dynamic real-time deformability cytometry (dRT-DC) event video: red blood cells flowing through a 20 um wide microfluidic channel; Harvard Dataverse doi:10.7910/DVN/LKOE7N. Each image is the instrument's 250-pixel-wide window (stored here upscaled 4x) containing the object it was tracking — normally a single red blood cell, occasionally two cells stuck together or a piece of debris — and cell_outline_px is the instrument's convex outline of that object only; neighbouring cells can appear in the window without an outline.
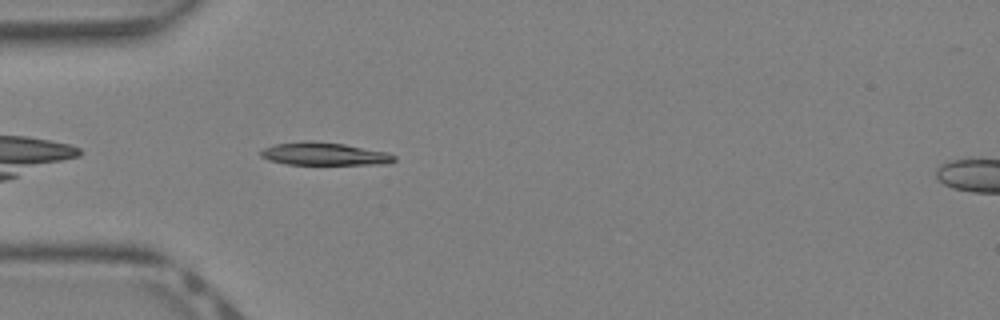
{"species": "Egyptian fruit bat (a non-hibernating species)", "species_latin": "Rousettus aegyptiacus", "temperature_condition": "warm", "stored_images_in_passage": 30, "camera_frame_rate_fps": 3000, "um_per_image_px": 0.085, "animal": {"sex": "female"}, "frame": {"image": 1, "passage_image": 2, "time_ms": 0.333, "image_size_px": [1000, 320], "cell_outline_px": [[396, 160], [384, 164], [288, 164], [268, 160], [260, 156], [260, 152], [264, 148], [276, 144], [304, 140], [312, 140], [344, 144], [388, 152], [396, 156]], "centroid_in_image_um": [27.56, 13.07], "position_along_channel_um": 57.4, "area_um2": 17.74}}
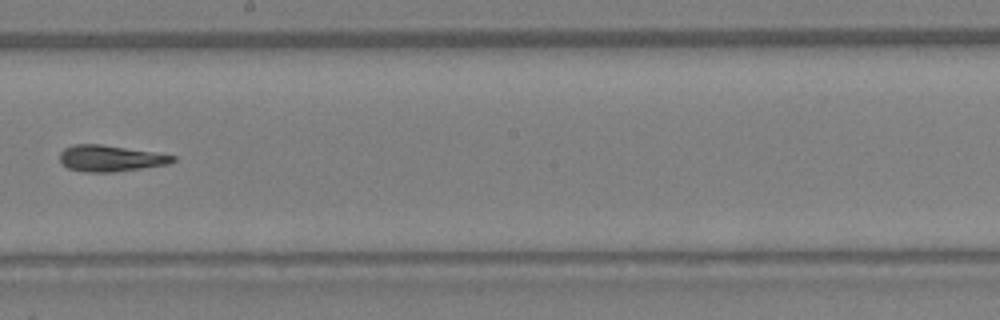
{"frame": {"image": 2, "passage_image": 13, "time_ms": 4.0, "image_size_px": [1000, 320], "cell_outline_px": [[176, 160], [168, 164], [112, 172], [84, 172], [68, 168], [60, 160], [60, 152], [64, 148], [72, 144], [100, 144], [152, 152], [176, 156]], "centroid_in_image_um": [9.35, 13.45], "position_along_channel_um": 238.9, "area_um2": 17.05}}
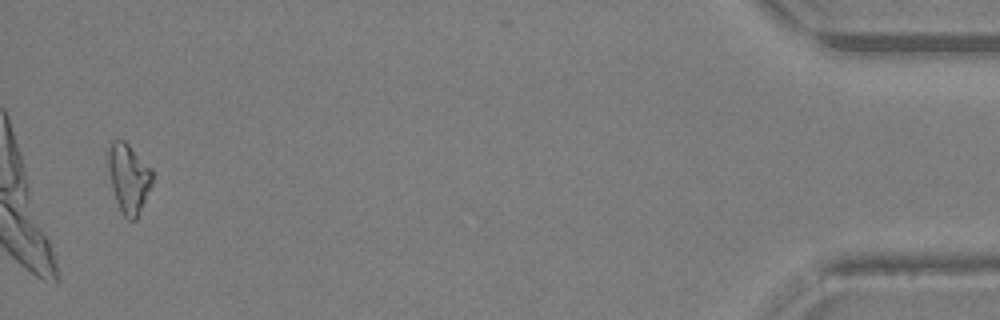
{"frame": {"image": 3, "passage_image": 29, "time_ms": 9.333, "image_size_px": [1000, 320], "cell_outline_px": [[152, 184], [136, 220], [128, 220], [120, 212], [112, 188], [108, 172], [108, 148], [112, 140], [124, 140], [152, 168]], "centroid_in_image_um": [10.93, 15.15], "position_along_channel_um": 424.3, "area_um2": 17.86}}